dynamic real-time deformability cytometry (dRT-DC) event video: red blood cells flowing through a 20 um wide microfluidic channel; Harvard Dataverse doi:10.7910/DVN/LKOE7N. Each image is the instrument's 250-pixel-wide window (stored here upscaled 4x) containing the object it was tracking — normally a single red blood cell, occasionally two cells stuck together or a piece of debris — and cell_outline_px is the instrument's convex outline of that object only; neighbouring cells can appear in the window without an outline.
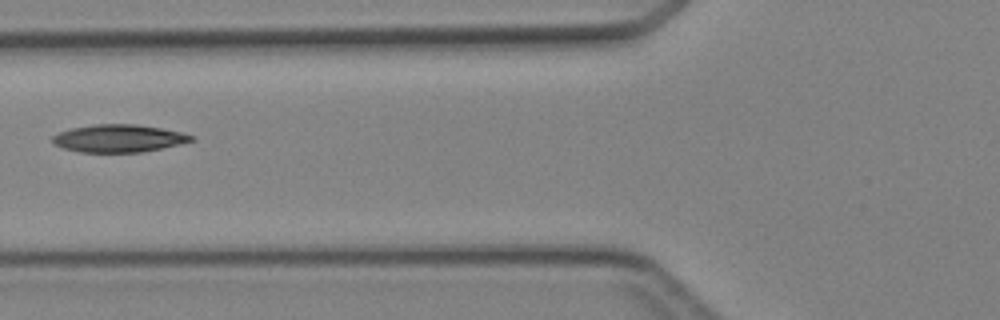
{"species": "Egyptian fruit bat (a non-hibernating species)", "species_latin": "Rousettus aegyptiacus", "temperature_condition": "cold", "stored_images_in_passage": 7, "camera_frame_rate_fps": 3000, "um_per_image_px": 0.085, "animal": {"sex": "female"}, "frame": {"image": 1, "passage_image": 6, "time_ms": 6.0, "image_size_px": [1000, 320], "cell_outline_px": [[196, 140], [160, 148], [140, 152], [80, 152], [64, 148], [52, 144], [52, 136], [60, 132], [72, 128], [96, 124], [136, 124], [160, 128], [180, 132], [192, 136]], "centroid_in_image_um": [10.05, 11.76], "position_along_channel_um": 115.8, "area_um2": 22.08}}
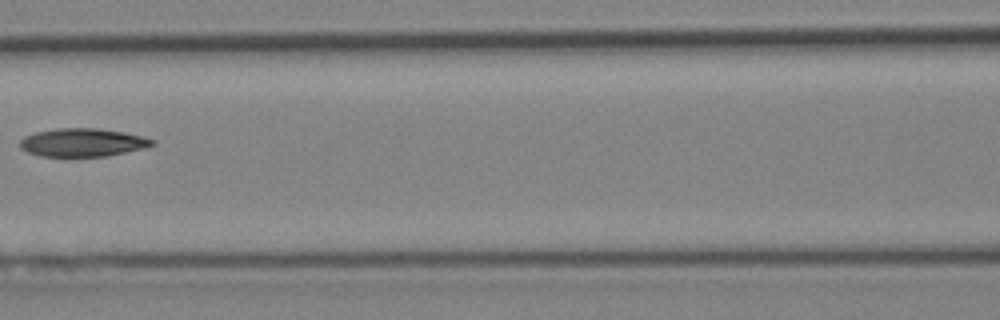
{"frame": {"image": 2, "passage_image": 7, "time_ms": 7.0, "image_size_px": [1000, 320], "cell_outline_px": [[156, 144], [144, 148], [108, 156], [40, 156], [28, 152], [20, 148], [20, 140], [24, 136], [36, 132], [56, 128], [96, 128], [124, 132], [156, 140]], "centroid_in_image_um": [7.02, 12.11], "position_along_channel_um": 159.6, "area_um2": 21.73}}